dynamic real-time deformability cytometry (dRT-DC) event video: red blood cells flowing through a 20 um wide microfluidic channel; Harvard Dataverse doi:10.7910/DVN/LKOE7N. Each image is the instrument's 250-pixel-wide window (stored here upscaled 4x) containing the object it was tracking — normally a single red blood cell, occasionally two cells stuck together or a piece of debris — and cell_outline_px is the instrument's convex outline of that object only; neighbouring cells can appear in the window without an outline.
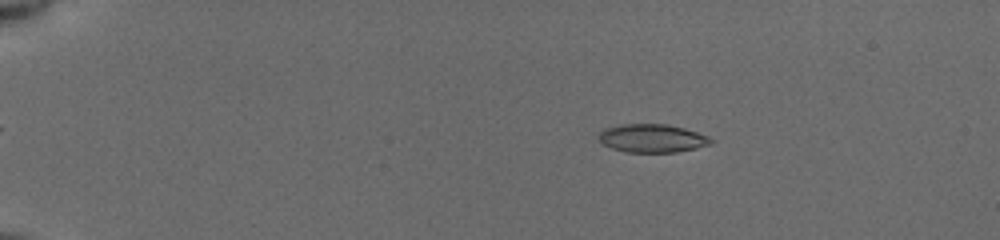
{"species": "common noctule bat (a hibernating species)", "species_latin": "Nyctalus noctula", "temperature_condition": "cold", "stored_images_in_passage": 23, "camera_frame_rate_fps": 3000, "um_per_image_px": 0.085, "animal": {"sex": "female", "body_mass_g": 19.5, "forearm_length_mm": 54.1}, "frame": {"image": 1, "passage_image": 5, "time_ms": 2.667, "image_size_px": [1000, 240], "cell_outline_px": [[712, 144], [696, 148], [676, 152], [628, 152], [612, 148], [604, 144], [600, 140], [600, 132], [604, 128], [620, 124], [668, 124], [684, 128], [708, 136], [712, 140]], "centroid_in_image_um": [55.45, 11.75], "position_along_channel_um": 29.6, "area_um2": 18.38}}
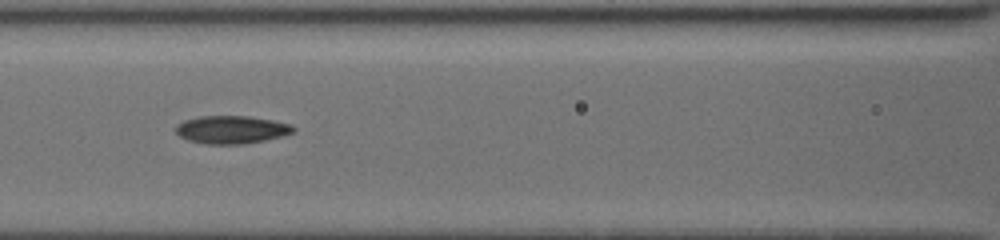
{"frame": {"image": 2, "passage_image": 16, "time_ms": 8.0, "image_size_px": [1000, 240], "cell_outline_px": [[296, 128], [292, 132], [280, 136], [264, 140], [244, 144], [204, 144], [188, 140], [180, 136], [176, 132], [176, 124], [184, 120], [200, 116], [248, 116], [272, 120], [292, 124]], "centroid_in_image_um": [19.65, 11.01], "position_along_channel_um": 146.9, "area_um2": 19.07}}
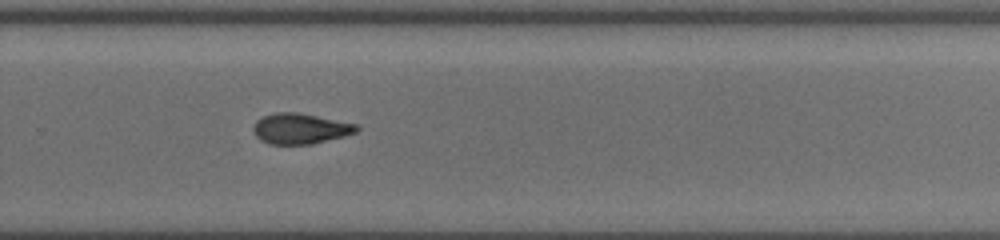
{"frame": {"image": 3, "passage_image": 23, "time_ms": 12.0, "image_size_px": [1000, 240], "cell_outline_px": [[360, 128], [356, 132], [344, 136], [312, 144], [268, 144], [260, 140], [256, 136], [252, 128], [256, 120], [264, 116], [276, 112], [300, 112], [360, 124]], "centroid_in_image_um": [25.55, 10.92], "position_along_channel_um": 304.2, "area_um2": 18.67}}